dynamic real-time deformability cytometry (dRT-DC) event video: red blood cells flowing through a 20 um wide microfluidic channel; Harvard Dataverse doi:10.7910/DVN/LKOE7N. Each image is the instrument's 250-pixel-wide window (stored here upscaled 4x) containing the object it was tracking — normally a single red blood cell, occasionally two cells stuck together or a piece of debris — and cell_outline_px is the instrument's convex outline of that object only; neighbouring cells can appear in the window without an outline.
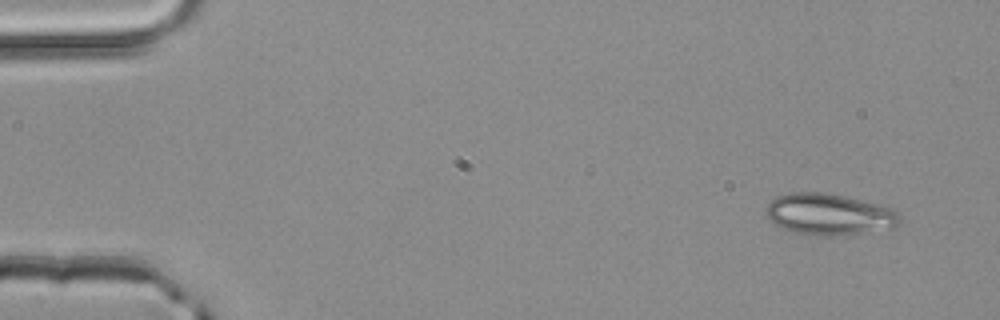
{"species": "common noctule bat (a hibernating species)", "species_latin": "Nyctalus noctula", "temperature_condition": "room temperature", "stored_images_in_passage": 3, "camera_frame_rate_fps": 3000, "um_per_image_px": 0.085, "animal": {"sex": "male", "body_mass_g": 20.4}, "frame": {"image": 1, "passage_image": 1, "time_ms": 0.0, "image_size_px": [1000, 320], "cell_outline_px": [[900, 224], [896, 228], [864, 232], [824, 236], [820, 236], [796, 232], [784, 228], [776, 224], [764, 212], [764, 208], [776, 196], [792, 192], [824, 192], [844, 196], [892, 208], [900, 216]], "centroid_in_image_um": [70.48, 18.21], "position_along_channel_um": 14.5, "area_um2": 31.96}}